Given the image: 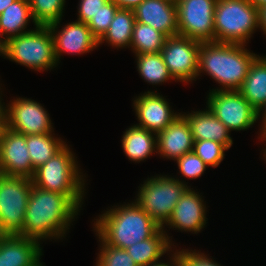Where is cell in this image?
<instances>
[{"label": "cell", "instance_id": "cell-46", "mask_svg": "<svg viewBox=\"0 0 266 266\" xmlns=\"http://www.w3.org/2000/svg\"><path fill=\"white\" fill-rule=\"evenodd\" d=\"M1 89H2V88H1V84H0V91H1ZM0 94L2 95V91L0 92ZM1 95H0V105H1L2 100H3V99L1 98V97H2Z\"/></svg>", "mask_w": 266, "mask_h": 266}, {"label": "cell", "instance_id": "cell-12", "mask_svg": "<svg viewBox=\"0 0 266 266\" xmlns=\"http://www.w3.org/2000/svg\"><path fill=\"white\" fill-rule=\"evenodd\" d=\"M200 45V41L180 35L166 38L160 53L175 82L196 81Z\"/></svg>", "mask_w": 266, "mask_h": 266}, {"label": "cell", "instance_id": "cell-17", "mask_svg": "<svg viewBox=\"0 0 266 266\" xmlns=\"http://www.w3.org/2000/svg\"><path fill=\"white\" fill-rule=\"evenodd\" d=\"M136 22L146 24L166 37L178 35L177 6L173 0H144L134 9Z\"/></svg>", "mask_w": 266, "mask_h": 266}, {"label": "cell", "instance_id": "cell-21", "mask_svg": "<svg viewBox=\"0 0 266 266\" xmlns=\"http://www.w3.org/2000/svg\"><path fill=\"white\" fill-rule=\"evenodd\" d=\"M166 230L167 228H160L151 238L137 242L125 249L137 266H149L151 263L159 261L166 253L170 255L175 243H172Z\"/></svg>", "mask_w": 266, "mask_h": 266}, {"label": "cell", "instance_id": "cell-22", "mask_svg": "<svg viewBox=\"0 0 266 266\" xmlns=\"http://www.w3.org/2000/svg\"><path fill=\"white\" fill-rule=\"evenodd\" d=\"M122 148L130 161L140 163L157 153V134L135 124L123 132Z\"/></svg>", "mask_w": 266, "mask_h": 266}, {"label": "cell", "instance_id": "cell-37", "mask_svg": "<svg viewBox=\"0 0 266 266\" xmlns=\"http://www.w3.org/2000/svg\"><path fill=\"white\" fill-rule=\"evenodd\" d=\"M174 249L175 248H173V250H172V252L173 253H171L170 252V256H169V258H170V262H167V263H163V261L161 262V260H159V261H157V262H155V263H151L149 266H179V264H178V260H177V253H176V251H174Z\"/></svg>", "mask_w": 266, "mask_h": 266}, {"label": "cell", "instance_id": "cell-24", "mask_svg": "<svg viewBox=\"0 0 266 266\" xmlns=\"http://www.w3.org/2000/svg\"><path fill=\"white\" fill-rule=\"evenodd\" d=\"M34 22L28 0H16L0 14V27L3 35L8 40L11 37L27 33L33 29H27V25Z\"/></svg>", "mask_w": 266, "mask_h": 266}, {"label": "cell", "instance_id": "cell-30", "mask_svg": "<svg viewBox=\"0 0 266 266\" xmlns=\"http://www.w3.org/2000/svg\"><path fill=\"white\" fill-rule=\"evenodd\" d=\"M96 236L100 242V251L95 266H137L125 249L110 246Z\"/></svg>", "mask_w": 266, "mask_h": 266}, {"label": "cell", "instance_id": "cell-4", "mask_svg": "<svg viewBox=\"0 0 266 266\" xmlns=\"http://www.w3.org/2000/svg\"><path fill=\"white\" fill-rule=\"evenodd\" d=\"M66 144L46 163L35 169L32 184L44 190L66 195L80 210L85 193V179L77 157Z\"/></svg>", "mask_w": 266, "mask_h": 266}, {"label": "cell", "instance_id": "cell-34", "mask_svg": "<svg viewBox=\"0 0 266 266\" xmlns=\"http://www.w3.org/2000/svg\"><path fill=\"white\" fill-rule=\"evenodd\" d=\"M176 250L179 266H221L215 260H212L209 255L196 251L195 249Z\"/></svg>", "mask_w": 266, "mask_h": 266}, {"label": "cell", "instance_id": "cell-7", "mask_svg": "<svg viewBox=\"0 0 266 266\" xmlns=\"http://www.w3.org/2000/svg\"><path fill=\"white\" fill-rule=\"evenodd\" d=\"M138 188L134 201L161 227L168 221L175 205L191 187L177 177L155 175L148 177Z\"/></svg>", "mask_w": 266, "mask_h": 266}, {"label": "cell", "instance_id": "cell-19", "mask_svg": "<svg viewBox=\"0 0 266 266\" xmlns=\"http://www.w3.org/2000/svg\"><path fill=\"white\" fill-rule=\"evenodd\" d=\"M193 137L186 118L181 114L157 134V153L160 157L177 160L193 150Z\"/></svg>", "mask_w": 266, "mask_h": 266}, {"label": "cell", "instance_id": "cell-6", "mask_svg": "<svg viewBox=\"0 0 266 266\" xmlns=\"http://www.w3.org/2000/svg\"><path fill=\"white\" fill-rule=\"evenodd\" d=\"M3 57L38 72L58 66L48 26L38 25L34 30L8 39Z\"/></svg>", "mask_w": 266, "mask_h": 266}, {"label": "cell", "instance_id": "cell-3", "mask_svg": "<svg viewBox=\"0 0 266 266\" xmlns=\"http://www.w3.org/2000/svg\"><path fill=\"white\" fill-rule=\"evenodd\" d=\"M245 47L239 44L201 42L197 78L202 76L201 73H206L220 84V87L210 91L239 90L257 56Z\"/></svg>", "mask_w": 266, "mask_h": 266}, {"label": "cell", "instance_id": "cell-29", "mask_svg": "<svg viewBox=\"0 0 266 266\" xmlns=\"http://www.w3.org/2000/svg\"><path fill=\"white\" fill-rule=\"evenodd\" d=\"M31 14L37 25L48 26L62 20L65 0H28Z\"/></svg>", "mask_w": 266, "mask_h": 266}, {"label": "cell", "instance_id": "cell-18", "mask_svg": "<svg viewBox=\"0 0 266 266\" xmlns=\"http://www.w3.org/2000/svg\"><path fill=\"white\" fill-rule=\"evenodd\" d=\"M40 244L37 240L19 235H2L0 266H34L43 255Z\"/></svg>", "mask_w": 266, "mask_h": 266}, {"label": "cell", "instance_id": "cell-36", "mask_svg": "<svg viewBox=\"0 0 266 266\" xmlns=\"http://www.w3.org/2000/svg\"><path fill=\"white\" fill-rule=\"evenodd\" d=\"M115 3L119 9L134 10L144 0H110Z\"/></svg>", "mask_w": 266, "mask_h": 266}, {"label": "cell", "instance_id": "cell-25", "mask_svg": "<svg viewBox=\"0 0 266 266\" xmlns=\"http://www.w3.org/2000/svg\"><path fill=\"white\" fill-rule=\"evenodd\" d=\"M135 22L134 10L118 9L108 30L98 40V45L105 41L113 48H130Z\"/></svg>", "mask_w": 266, "mask_h": 266}, {"label": "cell", "instance_id": "cell-33", "mask_svg": "<svg viewBox=\"0 0 266 266\" xmlns=\"http://www.w3.org/2000/svg\"><path fill=\"white\" fill-rule=\"evenodd\" d=\"M175 161L178 165L179 174L181 173L183 177L190 180L200 178L206 168L209 167L193 151L184 154Z\"/></svg>", "mask_w": 266, "mask_h": 266}, {"label": "cell", "instance_id": "cell-26", "mask_svg": "<svg viewBox=\"0 0 266 266\" xmlns=\"http://www.w3.org/2000/svg\"><path fill=\"white\" fill-rule=\"evenodd\" d=\"M54 135V133H46L26 136V145L34 170L46 163L66 145V141Z\"/></svg>", "mask_w": 266, "mask_h": 266}, {"label": "cell", "instance_id": "cell-43", "mask_svg": "<svg viewBox=\"0 0 266 266\" xmlns=\"http://www.w3.org/2000/svg\"><path fill=\"white\" fill-rule=\"evenodd\" d=\"M3 126H4V112H3L2 106L0 105V133H1Z\"/></svg>", "mask_w": 266, "mask_h": 266}, {"label": "cell", "instance_id": "cell-23", "mask_svg": "<svg viewBox=\"0 0 266 266\" xmlns=\"http://www.w3.org/2000/svg\"><path fill=\"white\" fill-rule=\"evenodd\" d=\"M258 112L266 104V55H257L238 90Z\"/></svg>", "mask_w": 266, "mask_h": 266}, {"label": "cell", "instance_id": "cell-28", "mask_svg": "<svg viewBox=\"0 0 266 266\" xmlns=\"http://www.w3.org/2000/svg\"><path fill=\"white\" fill-rule=\"evenodd\" d=\"M166 36L149 25L135 22L130 50L135 55L143 53H160Z\"/></svg>", "mask_w": 266, "mask_h": 266}, {"label": "cell", "instance_id": "cell-8", "mask_svg": "<svg viewBox=\"0 0 266 266\" xmlns=\"http://www.w3.org/2000/svg\"><path fill=\"white\" fill-rule=\"evenodd\" d=\"M26 177L0 174V234L19 235L32 188Z\"/></svg>", "mask_w": 266, "mask_h": 266}, {"label": "cell", "instance_id": "cell-27", "mask_svg": "<svg viewBox=\"0 0 266 266\" xmlns=\"http://www.w3.org/2000/svg\"><path fill=\"white\" fill-rule=\"evenodd\" d=\"M136 56L137 71L142 79L152 85L173 80L161 53H143Z\"/></svg>", "mask_w": 266, "mask_h": 266}, {"label": "cell", "instance_id": "cell-31", "mask_svg": "<svg viewBox=\"0 0 266 266\" xmlns=\"http://www.w3.org/2000/svg\"><path fill=\"white\" fill-rule=\"evenodd\" d=\"M229 149L218 142L211 140H198L193 143V152L210 167H218Z\"/></svg>", "mask_w": 266, "mask_h": 266}, {"label": "cell", "instance_id": "cell-11", "mask_svg": "<svg viewBox=\"0 0 266 266\" xmlns=\"http://www.w3.org/2000/svg\"><path fill=\"white\" fill-rule=\"evenodd\" d=\"M10 102L1 103L6 127L26 136L54 132L50 116L41 103L22 97Z\"/></svg>", "mask_w": 266, "mask_h": 266}, {"label": "cell", "instance_id": "cell-5", "mask_svg": "<svg viewBox=\"0 0 266 266\" xmlns=\"http://www.w3.org/2000/svg\"><path fill=\"white\" fill-rule=\"evenodd\" d=\"M258 28V8L249 0H217L215 42L247 45Z\"/></svg>", "mask_w": 266, "mask_h": 266}, {"label": "cell", "instance_id": "cell-39", "mask_svg": "<svg viewBox=\"0 0 266 266\" xmlns=\"http://www.w3.org/2000/svg\"><path fill=\"white\" fill-rule=\"evenodd\" d=\"M257 113H258V119L262 117V124L260 126L261 134L259 138L261 139V141H263L262 138L266 137V104Z\"/></svg>", "mask_w": 266, "mask_h": 266}, {"label": "cell", "instance_id": "cell-35", "mask_svg": "<svg viewBox=\"0 0 266 266\" xmlns=\"http://www.w3.org/2000/svg\"><path fill=\"white\" fill-rule=\"evenodd\" d=\"M108 1L110 0H79L77 20L87 23Z\"/></svg>", "mask_w": 266, "mask_h": 266}, {"label": "cell", "instance_id": "cell-45", "mask_svg": "<svg viewBox=\"0 0 266 266\" xmlns=\"http://www.w3.org/2000/svg\"><path fill=\"white\" fill-rule=\"evenodd\" d=\"M34 266H45V265H43V262H41V261L39 260Z\"/></svg>", "mask_w": 266, "mask_h": 266}, {"label": "cell", "instance_id": "cell-15", "mask_svg": "<svg viewBox=\"0 0 266 266\" xmlns=\"http://www.w3.org/2000/svg\"><path fill=\"white\" fill-rule=\"evenodd\" d=\"M165 96L156 91H147L135 97L133 107L138 127L158 134L170 125L181 113L171 109Z\"/></svg>", "mask_w": 266, "mask_h": 266}, {"label": "cell", "instance_id": "cell-41", "mask_svg": "<svg viewBox=\"0 0 266 266\" xmlns=\"http://www.w3.org/2000/svg\"><path fill=\"white\" fill-rule=\"evenodd\" d=\"M16 0H0V14Z\"/></svg>", "mask_w": 266, "mask_h": 266}, {"label": "cell", "instance_id": "cell-42", "mask_svg": "<svg viewBox=\"0 0 266 266\" xmlns=\"http://www.w3.org/2000/svg\"><path fill=\"white\" fill-rule=\"evenodd\" d=\"M257 8H261L266 5V0H249Z\"/></svg>", "mask_w": 266, "mask_h": 266}, {"label": "cell", "instance_id": "cell-1", "mask_svg": "<svg viewBox=\"0 0 266 266\" xmlns=\"http://www.w3.org/2000/svg\"><path fill=\"white\" fill-rule=\"evenodd\" d=\"M80 209L66 196L32 185L19 236L41 241L63 239Z\"/></svg>", "mask_w": 266, "mask_h": 266}, {"label": "cell", "instance_id": "cell-2", "mask_svg": "<svg viewBox=\"0 0 266 266\" xmlns=\"http://www.w3.org/2000/svg\"><path fill=\"white\" fill-rule=\"evenodd\" d=\"M94 231L106 244L127 247L151 238L161 226L136 202L114 205L96 217Z\"/></svg>", "mask_w": 266, "mask_h": 266}, {"label": "cell", "instance_id": "cell-38", "mask_svg": "<svg viewBox=\"0 0 266 266\" xmlns=\"http://www.w3.org/2000/svg\"><path fill=\"white\" fill-rule=\"evenodd\" d=\"M259 29L266 35V5L258 8Z\"/></svg>", "mask_w": 266, "mask_h": 266}, {"label": "cell", "instance_id": "cell-20", "mask_svg": "<svg viewBox=\"0 0 266 266\" xmlns=\"http://www.w3.org/2000/svg\"><path fill=\"white\" fill-rule=\"evenodd\" d=\"M188 114L181 113L187 120L191 129L193 141L211 140L225 145L228 149L233 144L230 131L227 127L209 110L192 111Z\"/></svg>", "mask_w": 266, "mask_h": 266}, {"label": "cell", "instance_id": "cell-9", "mask_svg": "<svg viewBox=\"0 0 266 266\" xmlns=\"http://www.w3.org/2000/svg\"><path fill=\"white\" fill-rule=\"evenodd\" d=\"M207 107L231 131H244L258 121V113L238 90L210 91Z\"/></svg>", "mask_w": 266, "mask_h": 266}, {"label": "cell", "instance_id": "cell-32", "mask_svg": "<svg viewBox=\"0 0 266 266\" xmlns=\"http://www.w3.org/2000/svg\"><path fill=\"white\" fill-rule=\"evenodd\" d=\"M118 6L112 1H108L103 9L100 10L95 16L87 22L88 27L91 29L93 35L99 40L108 30L111 22L115 17Z\"/></svg>", "mask_w": 266, "mask_h": 266}, {"label": "cell", "instance_id": "cell-16", "mask_svg": "<svg viewBox=\"0 0 266 266\" xmlns=\"http://www.w3.org/2000/svg\"><path fill=\"white\" fill-rule=\"evenodd\" d=\"M206 209L202 195L189 187L175 205L168 221L161 228L169 226L167 228L197 234L208 223L206 222L208 221Z\"/></svg>", "mask_w": 266, "mask_h": 266}, {"label": "cell", "instance_id": "cell-13", "mask_svg": "<svg viewBox=\"0 0 266 266\" xmlns=\"http://www.w3.org/2000/svg\"><path fill=\"white\" fill-rule=\"evenodd\" d=\"M34 172L26 135L4 125L0 133V174L31 179Z\"/></svg>", "mask_w": 266, "mask_h": 266}, {"label": "cell", "instance_id": "cell-14", "mask_svg": "<svg viewBox=\"0 0 266 266\" xmlns=\"http://www.w3.org/2000/svg\"><path fill=\"white\" fill-rule=\"evenodd\" d=\"M60 22L61 20L48 25L58 63H60L62 53L82 55L99 47L98 39L93 35L87 23L75 20L67 23L59 30Z\"/></svg>", "mask_w": 266, "mask_h": 266}, {"label": "cell", "instance_id": "cell-10", "mask_svg": "<svg viewBox=\"0 0 266 266\" xmlns=\"http://www.w3.org/2000/svg\"><path fill=\"white\" fill-rule=\"evenodd\" d=\"M217 0H177L178 35L200 42H215Z\"/></svg>", "mask_w": 266, "mask_h": 266}, {"label": "cell", "instance_id": "cell-40", "mask_svg": "<svg viewBox=\"0 0 266 266\" xmlns=\"http://www.w3.org/2000/svg\"><path fill=\"white\" fill-rule=\"evenodd\" d=\"M6 44H7V39L4 37L0 27V56L4 55Z\"/></svg>", "mask_w": 266, "mask_h": 266}, {"label": "cell", "instance_id": "cell-44", "mask_svg": "<svg viewBox=\"0 0 266 266\" xmlns=\"http://www.w3.org/2000/svg\"><path fill=\"white\" fill-rule=\"evenodd\" d=\"M264 141H266V137L262 138ZM263 150V158L266 160V148Z\"/></svg>", "mask_w": 266, "mask_h": 266}]
</instances>
